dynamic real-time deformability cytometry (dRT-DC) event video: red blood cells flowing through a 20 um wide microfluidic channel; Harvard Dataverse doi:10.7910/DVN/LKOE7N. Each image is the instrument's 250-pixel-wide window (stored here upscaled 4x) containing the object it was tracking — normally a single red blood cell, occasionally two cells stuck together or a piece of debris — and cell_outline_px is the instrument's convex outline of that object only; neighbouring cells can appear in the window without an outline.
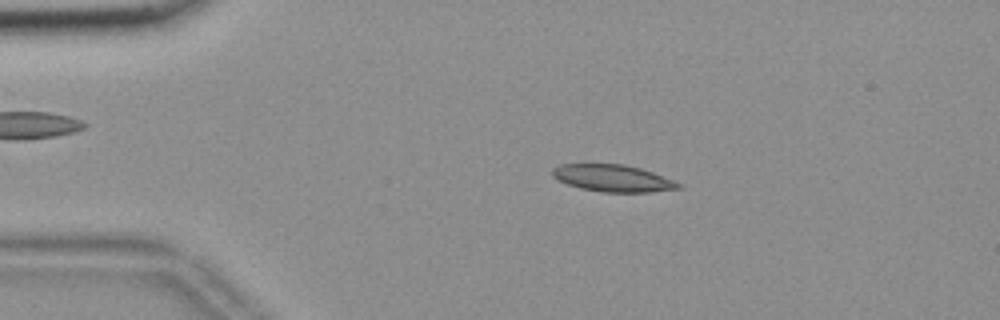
{"species": "common noctule bat (a hibernating species)", "species_latin": "Nyctalus noctula", "temperature_condition": "room temperature", "stored_images_in_passage": 46, "camera_frame_rate_fps": 3000, "um_per_image_px": 0.085, "animal": {"sex": "female", "body_mass_g": 18.4}, "frame": {"image": 1, "passage_image": 2, "time_ms": 0.333, "image_size_px": [1000, 320], "cell_outline_px": [[684, 188], [648, 192], [604, 192], [580, 188], [568, 184], [552, 176], [552, 168], [560, 164], [624, 164], [640, 168], [652, 172], [672, 180], [680, 184]], "centroid_in_image_um": [52.08, 15.14], "position_along_channel_um": 32.9, "area_um2": 19.65}}
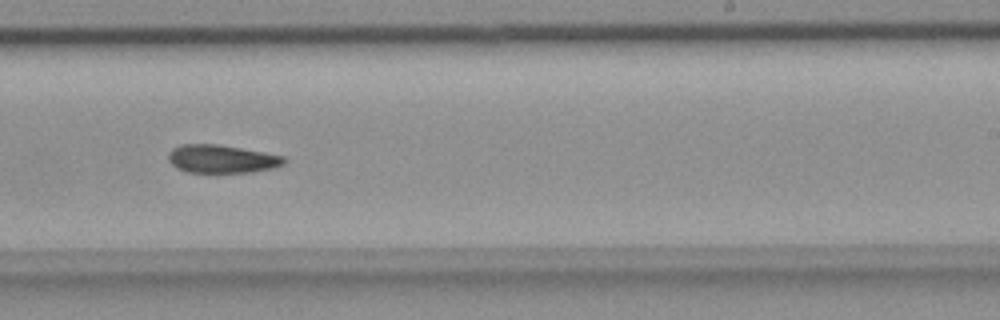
{"frame": {"image": 2, "passage_image": 25, "time_ms": 8.0, "image_size_px": [1000, 320], "cell_outline_px": [[288, 160], [284, 164], [272, 168], [252, 172], [188, 172], [176, 168], [168, 160], [168, 152], [172, 148], [180, 144], [216, 144], [264, 152], [284, 156]], "centroid_in_image_um": [18.84, 13.5], "position_along_channel_um": 270.2, "area_um2": 19.02}}
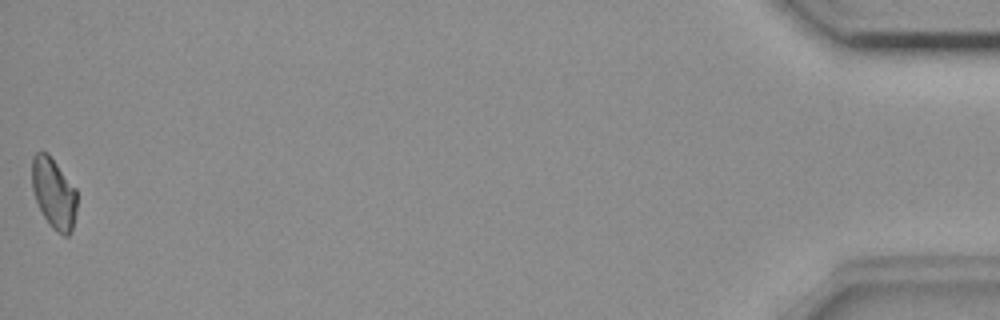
{"frame": {"image": 3, "passage_image": 46, "time_ms": 15.0, "image_size_px": [1000, 320], "cell_outline_px": [[76, 212], [72, 228], [68, 236], [64, 236], [52, 228], [48, 224], [36, 200], [32, 188], [32, 156], [36, 152], [48, 152], [76, 188]], "centroid_in_image_um": [4.57, 16.41], "position_along_channel_um": 430.6, "area_um2": 18.5}, "authors_computed_cell_mechanics": {"area_um2": 19.363, "velocity_mm_per_s": 3.6836, "shape_relaxation_time_tau1_ms": null, "shape_relaxation_time_tau2_ms": 9.8249, "deformation_change_tau1": null, "deformation_change_tau2": 0.1654}}